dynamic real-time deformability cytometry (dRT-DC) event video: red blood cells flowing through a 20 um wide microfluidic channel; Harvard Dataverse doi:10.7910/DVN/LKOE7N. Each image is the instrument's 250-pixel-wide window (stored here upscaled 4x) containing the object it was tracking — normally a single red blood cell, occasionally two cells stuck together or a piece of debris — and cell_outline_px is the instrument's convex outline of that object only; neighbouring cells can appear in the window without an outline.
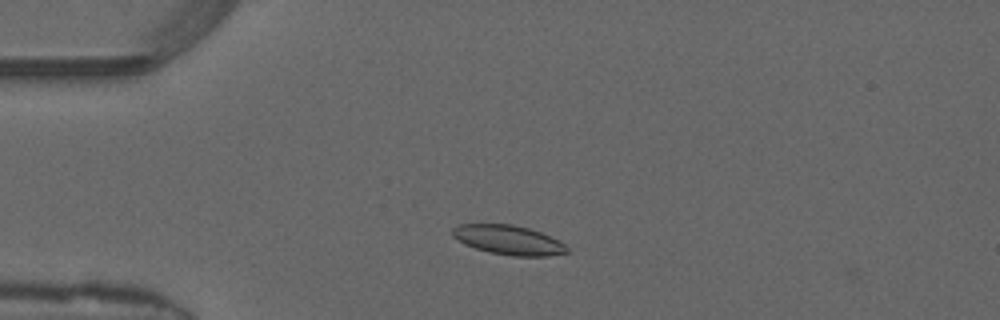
{"species": "common noctule bat (a hibernating species)", "species_latin": "Nyctalus noctula", "temperature_condition": "warm", "stored_images_in_passage": 22, "camera_frame_rate_fps": 3000, "um_per_image_px": 0.085, "animal": {"sex": "male", "forearm_length_mm": 52.5}, "frame": {"image": 1, "passage_image": 4, "time_ms": 1.0, "image_size_px": [1000, 320], "cell_outline_px": [[572, 252], [548, 256], [512, 256], [492, 252], [476, 248], [464, 244], [452, 236], [452, 228], [460, 224], [512, 224], [528, 228], [540, 232], [560, 240]], "centroid_in_image_um": [43.26, 20.4], "position_along_channel_um": 41.7, "area_um2": 19.65}}
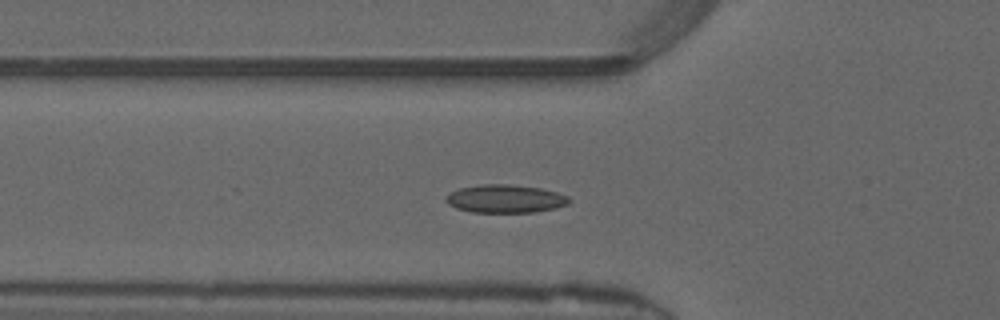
{"frame": {"image": 2, "passage_image": 9, "time_ms": 2.667, "image_size_px": [1000, 320], "cell_outline_px": [[572, 200], [568, 204], [556, 208], [536, 212], [472, 212], [456, 208], [448, 204], [444, 200], [452, 192], [460, 188], [480, 184], [508, 184], [540, 188], [556, 192], [568, 196]], "centroid_in_image_um": [42.98, 16.9], "position_along_channel_um": 82.8, "area_um2": 20.17}}
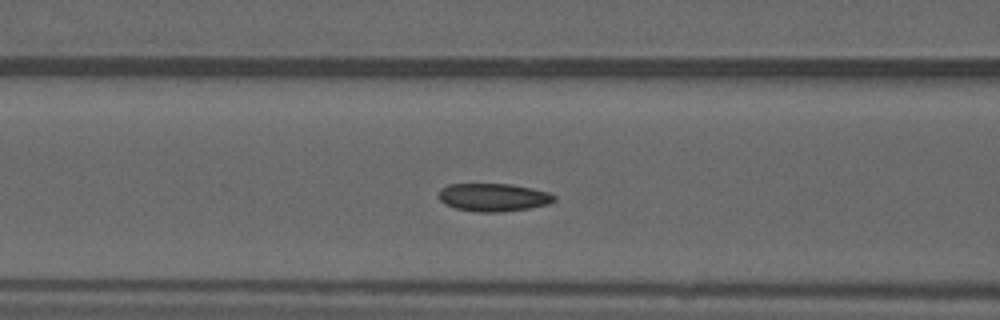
{"frame": {"image": 3, "passage_image": 12, "time_ms": 3.667, "image_size_px": [1000, 320], "cell_outline_px": [[556, 200], [548, 204], [528, 208], [500, 212], [476, 212], [456, 208], [444, 204], [436, 196], [440, 188], [448, 184], [512, 184], [532, 188], [548, 192], [556, 196]], "centroid_in_image_um": [41.9, 16.77], "position_along_channel_um": 124.7, "area_um2": 19.02}}